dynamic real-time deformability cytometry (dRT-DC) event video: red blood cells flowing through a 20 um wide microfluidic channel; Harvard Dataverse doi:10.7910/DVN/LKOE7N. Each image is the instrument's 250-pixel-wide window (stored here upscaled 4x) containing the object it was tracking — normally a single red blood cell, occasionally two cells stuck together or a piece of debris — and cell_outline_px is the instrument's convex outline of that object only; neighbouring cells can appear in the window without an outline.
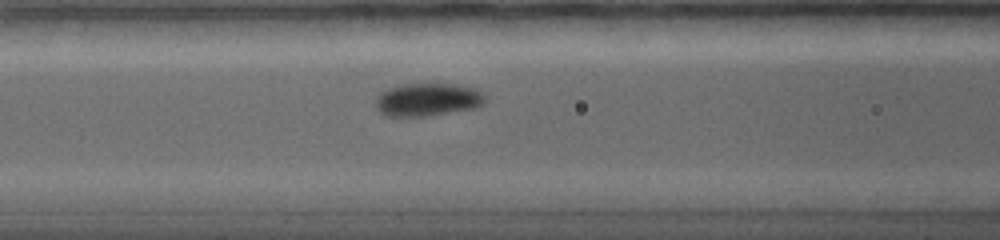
{"species": "common noctule bat (a hibernating species)", "species_latin": "Nyctalus noctula", "temperature_condition": "warm", "stored_images_in_passage": 63, "camera_frame_rate_fps": 5000, "um_per_image_px": 0.085, "animal": {"sex": "female", "body_mass_g": 19.0, "forearm_length_mm": 56.7}, "frame": {"image": 1, "passage_image": 25, "time_ms": 5.6, "image_size_px": [1000, 240], "cell_outline_px": [[484, 100], [476, 108], [428, 116], [384, 116], [376, 108], [376, 96], [380, 92], [388, 88], [400, 84], [456, 84], [472, 88], [480, 92], [484, 96]], "centroid_in_image_um": [36.28, 8.47], "position_along_channel_um": 130.3, "area_um2": 20.98}}
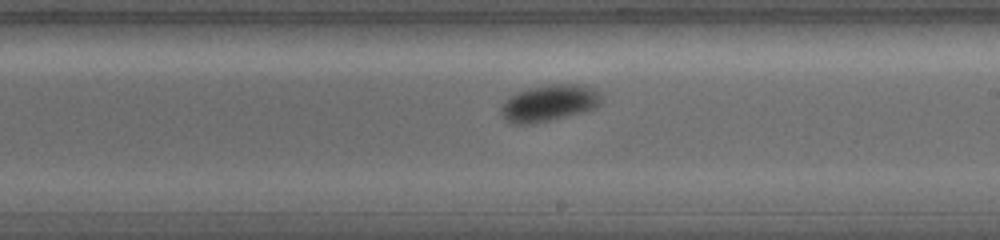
{"frame": {"image": 2, "passage_image": 35, "time_ms": 8.8, "image_size_px": [1000, 240], "cell_outline_px": [[600, 104], [596, 108], [584, 112], [532, 124], [512, 124], [504, 120], [500, 112], [500, 104], [508, 96], [516, 92], [544, 84], [576, 84], [592, 88], [600, 92]], "centroid_in_image_um": [46.61, 8.76], "position_along_channel_um": 242.4, "area_um2": 21.68}}
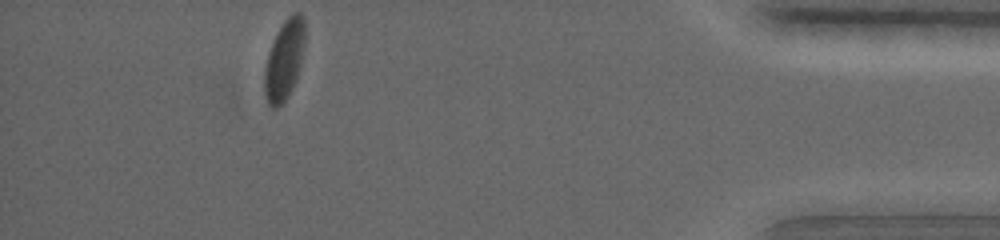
{"frame": {"image": 3, "passage_image": 63, "time_ms": 15.4, "image_size_px": [1000, 240], "cell_outline_px": [[304, 48], [296, 80], [288, 96], [276, 108], [272, 108], [268, 104], [264, 92], [264, 68], [268, 52], [284, 20], [292, 12], [300, 12], [304, 16]], "centroid_in_image_um": [24.16, 5.08], "position_along_channel_um": 411.0, "area_um2": 18.73}, "authors_computed_cell_mechanics": {"area_um2": 19.7676, "velocity_mm_per_s": 3.5084, "shape_relaxation_time_tau1_ms": 3.0578, "shape_relaxation_time_tau2_ms": null, "deformation_change_tau1": 0.1225, "deformation_change_tau2": null}}